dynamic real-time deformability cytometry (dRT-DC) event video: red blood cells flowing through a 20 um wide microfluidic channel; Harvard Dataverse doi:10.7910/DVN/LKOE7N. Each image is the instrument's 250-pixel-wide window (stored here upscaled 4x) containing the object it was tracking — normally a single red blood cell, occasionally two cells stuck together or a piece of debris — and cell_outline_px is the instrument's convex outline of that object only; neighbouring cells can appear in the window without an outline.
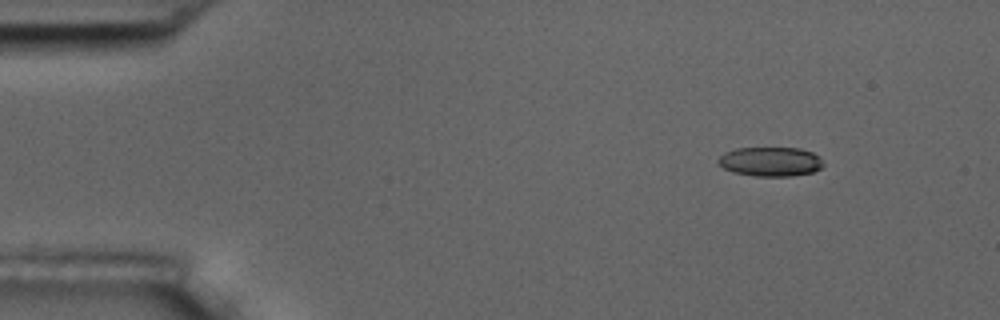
{"species": "common noctule bat (a hibernating species)", "species_latin": "Nyctalus noctula", "temperature_condition": "room temperature", "stored_images_in_passage": 3, "camera_frame_rate_fps": 3000, "um_per_image_px": 0.085, "animal": {"sex": "male", "body_mass_g": 17.5, "forearm_length_mm": 52.3}, "frame": {"image": 1, "passage_image": 1, "time_ms": 0.0, "image_size_px": [1000, 320], "cell_outline_px": [[824, 164], [820, 168], [812, 172], [792, 176], [756, 176], [732, 172], [724, 168], [716, 160], [724, 152], [736, 148], [800, 148], [812, 152], [820, 156]], "centroid_in_image_um": [65.49, 13.73], "position_along_channel_um": 19.5, "area_um2": 18.03}}
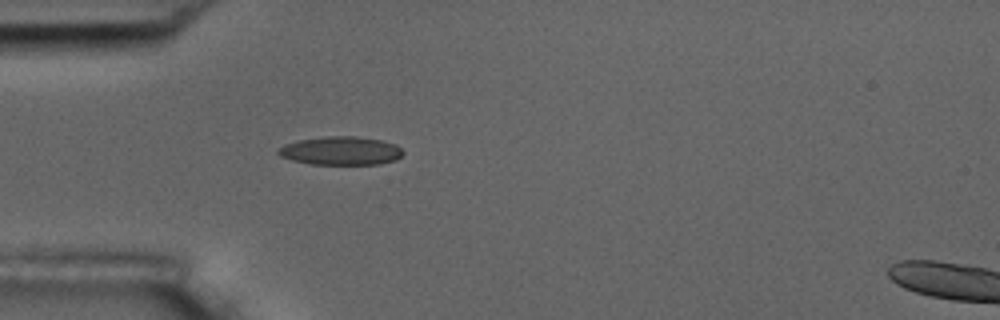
{"frame": {"image": 2, "passage_image": 3, "time_ms": 3.333, "image_size_px": [1000, 320], "cell_outline_px": [[404, 152], [396, 160], [380, 164], [312, 164], [292, 160], [280, 156], [276, 152], [276, 148], [284, 144], [296, 140], [324, 136], [356, 136], [384, 140], [396, 144]], "centroid_in_image_um": [28.95, 12.8], "position_along_channel_um": 56.1, "area_um2": 20.98}}